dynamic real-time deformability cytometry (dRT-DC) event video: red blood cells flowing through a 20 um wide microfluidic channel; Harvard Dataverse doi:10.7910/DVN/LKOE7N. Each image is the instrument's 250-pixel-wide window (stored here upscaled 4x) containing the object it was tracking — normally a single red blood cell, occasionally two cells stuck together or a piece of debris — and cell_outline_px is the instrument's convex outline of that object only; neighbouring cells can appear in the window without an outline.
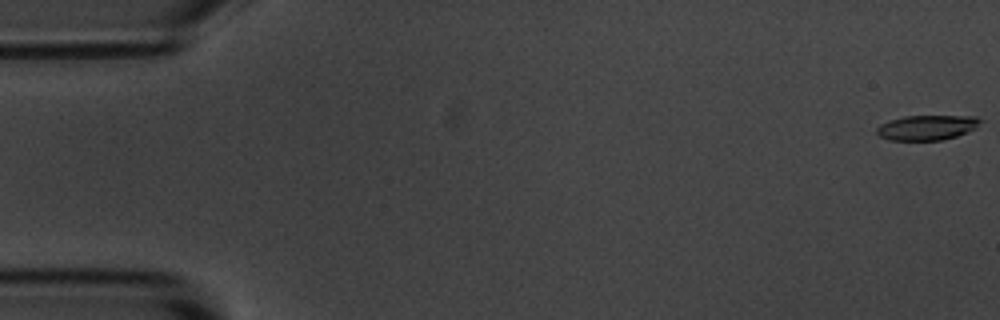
{"species": "common noctule bat (a hibernating species)", "species_latin": "Nyctalus noctula", "temperature_condition": "room temperature", "stored_images_in_passage": 50, "camera_frame_rate_fps": 3000, "um_per_image_px": 0.085, "animal": {"sex": "male", "body_mass_g": 20.1, "forearm_length_mm": 53.5}, "frame": {"image": 1, "passage_image": 1, "time_ms": 0.0, "image_size_px": [1000, 320], "cell_outline_px": [[984, 120], [976, 128], [956, 136], [940, 140], [888, 140], [880, 136], [876, 132], [876, 128], [880, 124], [888, 120], [904, 116], [976, 116]], "centroid_in_image_um": [78.79, 10.83], "position_along_channel_um": 6.2, "area_um2": 15.14}}
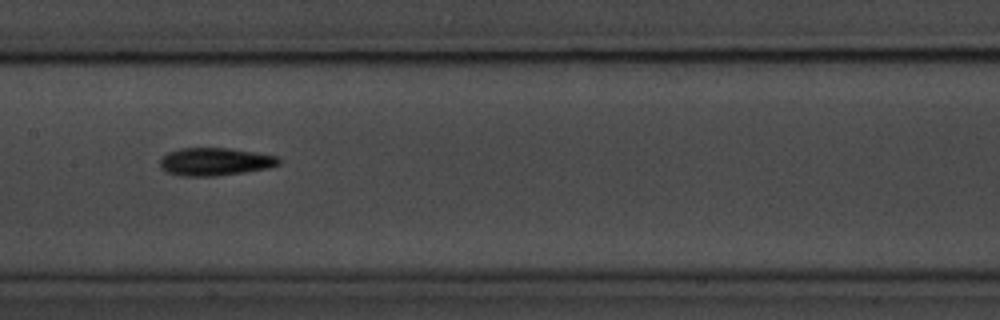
{"frame": {"image": 2, "passage_image": 28, "time_ms": 9.0, "image_size_px": [1000, 320], "cell_outline_px": [[284, 160], [280, 164], [268, 168], [244, 172], [216, 176], [180, 176], [164, 172], [160, 168], [160, 160], [168, 152], [180, 148], [228, 148], [276, 156]], "centroid_in_image_um": [18.26, 13.75], "position_along_channel_um": 189.1, "area_um2": 19.36}}
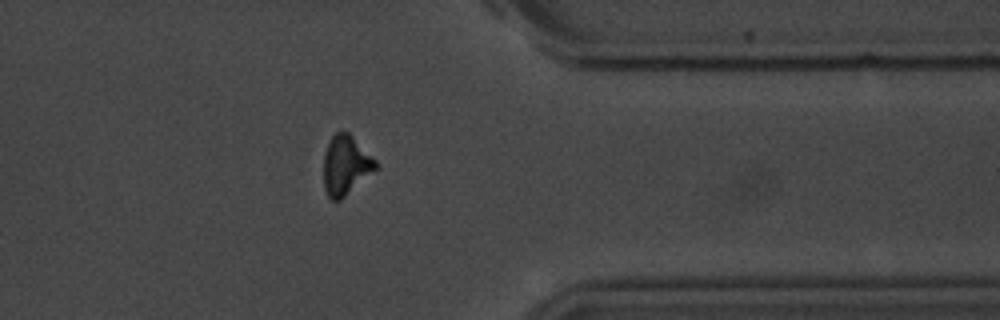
{"frame": {"image": 3, "passage_image": 45, "time_ms": 14.667, "image_size_px": [1000, 320], "cell_outline_px": [[380, 168], [340, 200], [332, 200], [328, 196], [324, 188], [324, 152], [332, 136], [336, 132], [348, 132], [380, 164]], "centroid_in_image_um": [29.42, 14.06], "position_along_channel_um": 382.0, "area_um2": 18.15}}